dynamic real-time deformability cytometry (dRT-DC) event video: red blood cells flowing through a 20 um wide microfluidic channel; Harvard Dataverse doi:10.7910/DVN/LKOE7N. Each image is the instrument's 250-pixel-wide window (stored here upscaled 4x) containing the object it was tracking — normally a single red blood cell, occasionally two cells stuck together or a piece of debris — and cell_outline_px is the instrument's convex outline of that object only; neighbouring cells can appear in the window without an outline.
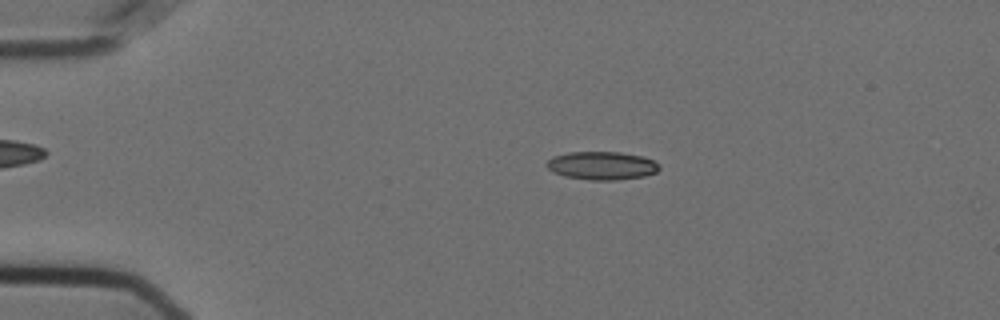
{"species": "Egyptian fruit bat (a non-hibernating species)", "species_latin": "Rousettus aegyptiacus", "temperature_condition": "cold", "stored_images_in_passage": 55, "camera_frame_rate_fps": 3000, "um_per_image_px": 0.085, "animal": {"sex": "female"}, "frame": {"image": 1, "passage_image": 11, "time_ms": 3.333, "image_size_px": [1000, 320], "cell_outline_px": [[660, 168], [656, 172], [644, 176], [616, 180], [592, 180], [564, 176], [552, 172], [544, 164], [552, 156], [568, 152], [620, 152], [640, 156], [652, 160], [660, 164]], "centroid_in_image_um": [51.12, 14.07], "position_along_channel_um": 33.9, "area_um2": 18.55}}
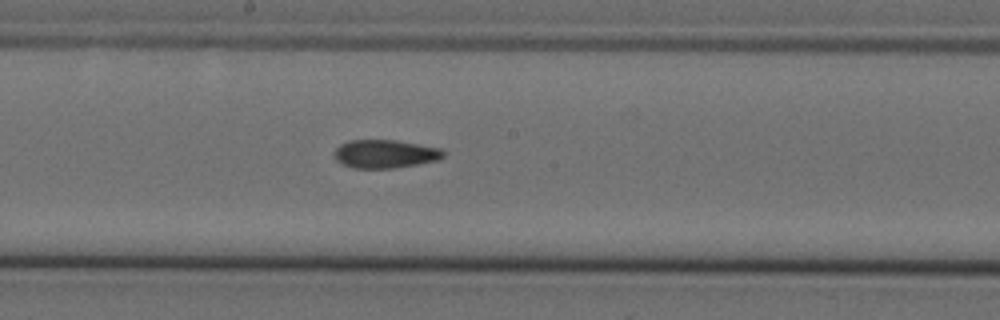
{"frame": {"image": 2, "passage_image": 30, "time_ms": 9.667, "image_size_px": [1000, 320], "cell_outline_px": [[444, 156], [440, 160], [392, 168], [352, 168], [336, 160], [332, 156], [332, 152], [340, 144], [348, 140], [396, 140], [440, 148], [444, 152]], "centroid_in_image_um": [32.69, 13.07], "position_along_channel_um": 215.5, "area_um2": 18.09}}
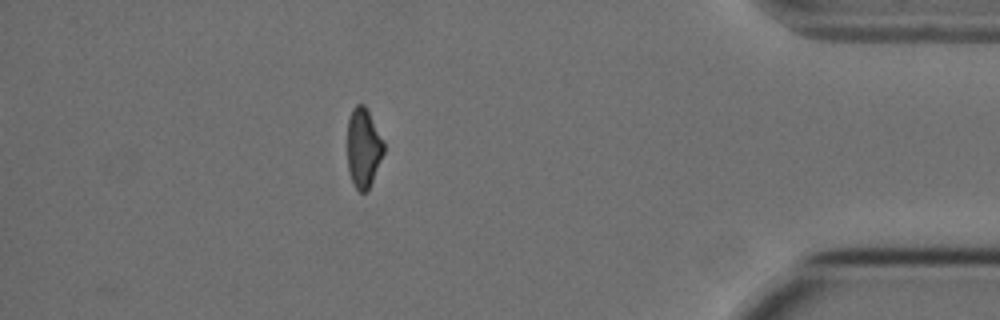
{"frame": {"image": 3, "passage_image": 49, "time_ms": 16.0, "image_size_px": [1000, 320], "cell_outline_px": [[384, 152], [368, 192], [360, 192], [356, 188], [352, 180], [348, 168], [348, 120], [352, 108], [356, 104], [364, 104], [384, 144]], "centroid_in_image_um": [30.88, 12.59], "position_along_channel_um": 404.3, "area_um2": 16.53}, "authors_computed_cell_mechanics": {"area_um2": 18.1492, "velocity_mm_per_s": 3.6241, "shape_relaxation_time_tau1_ms": null, "shape_relaxation_time_tau2_ms": 4.2386, "deformation_change_tau1": null, "deformation_change_tau2": 0.1066}}